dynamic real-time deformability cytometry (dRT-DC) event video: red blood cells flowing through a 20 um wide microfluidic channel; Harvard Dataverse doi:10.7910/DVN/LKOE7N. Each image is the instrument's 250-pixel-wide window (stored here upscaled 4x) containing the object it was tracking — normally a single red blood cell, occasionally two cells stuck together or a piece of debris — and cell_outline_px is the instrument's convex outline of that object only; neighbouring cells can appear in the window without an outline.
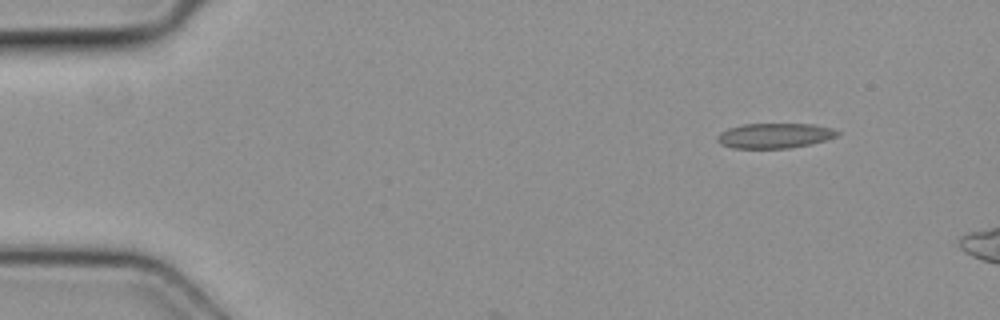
{"species": "common noctule bat (a hibernating species)", "species_latin": "Nyctalus noctula", "temperature_condition": "cold", "stored_images_in_passage": 3, "camera_frame_rate_fps": 3000, "um_per_image_px": 0.085, "animal": {"sex": "female", "body_mass_g": 19.3, "forearm_length_mm": 54.1}, "frame": {"image": 1, "passage_image": 1, "time_ms": 0.0, "image_size_px": [1000, 320], "cell_outline_px": [[840, 136], [808, 144], [788, 148], [732, 148], [720, 144], [716, 140], [716, 136], [720, 132], [728, 128], [744, 124], [812, 124], [832, 128], [840, 132]], "centroid_in_image_um": [65.82, 11.53], "position_along_channel_um": 19.2, "area_um2": 17.51}}